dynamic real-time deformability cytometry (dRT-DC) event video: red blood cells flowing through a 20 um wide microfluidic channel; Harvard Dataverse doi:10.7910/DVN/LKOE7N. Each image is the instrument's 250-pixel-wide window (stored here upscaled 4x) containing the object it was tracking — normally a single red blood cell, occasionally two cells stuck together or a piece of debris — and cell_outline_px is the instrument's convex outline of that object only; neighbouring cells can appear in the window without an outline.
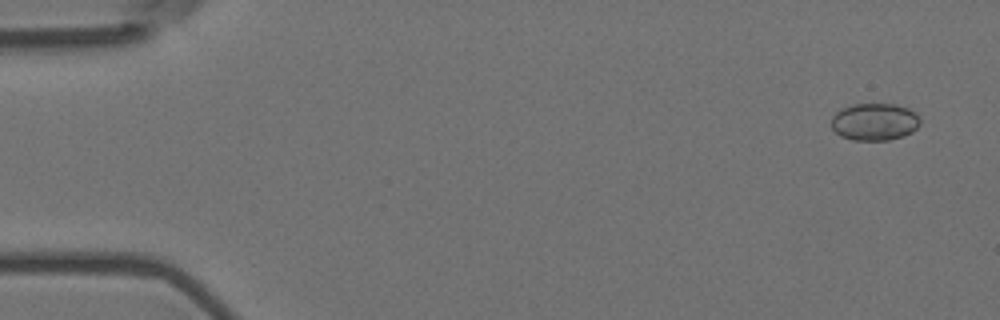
{"species": "Egyptian fruit bat (a non-hibernating species)", "species_latin": "Rousettus aegyptiacus", "temperature_condition": "room temperature", "stored_images_in_passage": 4, "camera_frame_rate_fps": 3000, "um_per_image_px": 0.085, "animal": {"sex": "female"}, "frame": {"image": 1, "passage_image": 1, "time_ms": 0.0, "image_size_px": [1000, 320], "cell_outline_px": [[920, 124], [912, 132], [904, 136], [888, 140], [852, 140], [840, 136], [832, 128], [832, 116], [840, 108], [852, 104], [896, 104], [908, 108], [916, 112], [920, 120]], "centroid_in_image_um": [74.34, 10.35], "position_along_channel_um": 10.7, "area_um2": 19.48}}